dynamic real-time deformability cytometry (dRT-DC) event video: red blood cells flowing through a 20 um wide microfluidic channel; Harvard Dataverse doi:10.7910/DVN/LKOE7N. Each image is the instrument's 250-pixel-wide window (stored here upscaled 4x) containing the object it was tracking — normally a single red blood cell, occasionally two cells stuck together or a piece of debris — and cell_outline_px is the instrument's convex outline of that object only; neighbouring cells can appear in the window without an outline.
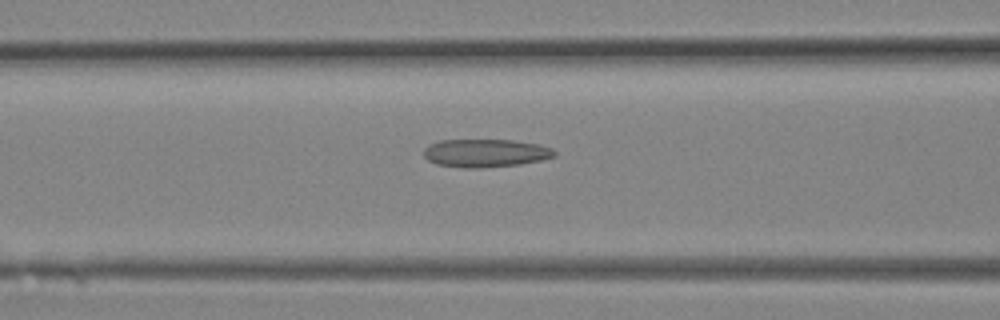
{"species": "Egyptian fruit bat (a non-hibernating species)", "species_latin": "Rousettus aegyptiacus", "temperature_condition": "room temperature", "stored_images_in_passage": 27, "camera_frame_rate_fps": 3000, "um_per_image_px": 0.085, "animal": {"sex": "female"}, "frame": {"image": 1, "passage_image": 11, "time_ms": 3.333, "image_size_px": [1000, 320], "cell_outline_px": [[556, 156], [544, 160], [520, 164], [480, 168], [464, 168], [436, 164], [428, 160], [424, 156], [424, 148], [428, 144], [440, 140], [512, 140], [540, 144], [552, 148], [556, 152]], "centroid_in_image_um": [41.28, 13.01], "position_along_channel_um": 125.3, "area_um2": 21.62}}
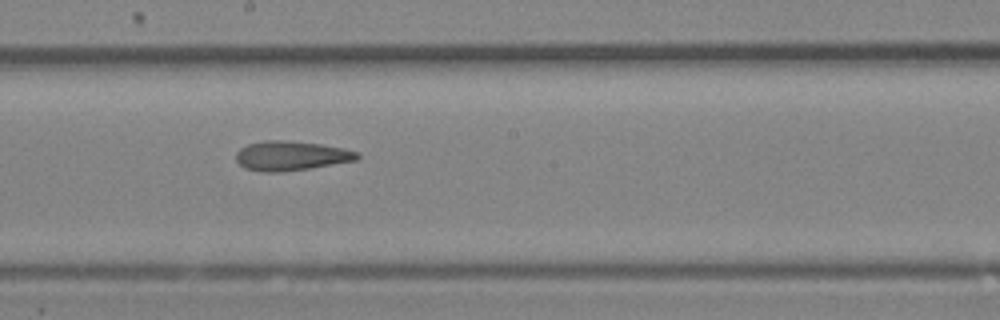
{"frame": {"image": 2, "passage_image": 15, "time_ms": 4.667, "image_size_px": [1000, 320], "cell_outline_px": [[360, 156], [356, 160], [308, 168], [280, 172], [264, 172], [244, 168], [236, 160], [236, 152], [240, 148], [248, 144], [264, 140], [288, 140], [320, 144], [344, 148], [360, 152]], "centroid_in_image_um": [24.73, 13.23], "position_along_channel_um": 223.5, "area_um2": 20.81}}
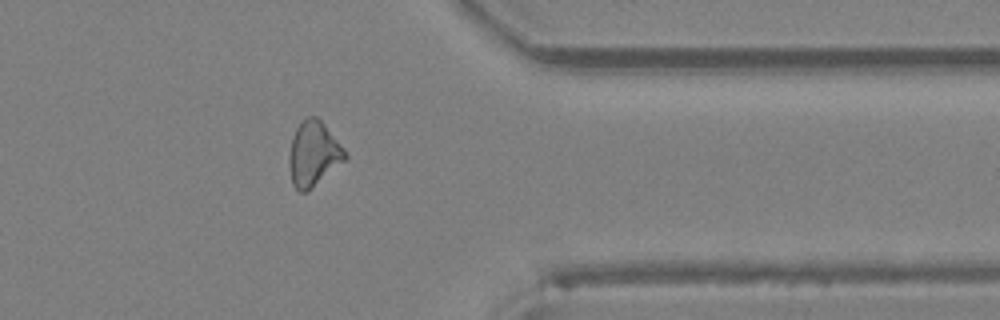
{"frame": {"image": 3, "passage_image": 22, "time_ms": 7.0, "image_size_px": [1000, 320], "cell_outline_px": [[348, 156], [344, 160], [308, 192], [300, 192], [292, 184], [288, 164], [288, 156], [292, 136], [300, 120], [308, 116], [316, 116], [324, 124], [344, 148]], "centroid_in_image_um": [26.61, 13.07], "position_along_channel_um": 384.8, "area_um2": 21.21}}